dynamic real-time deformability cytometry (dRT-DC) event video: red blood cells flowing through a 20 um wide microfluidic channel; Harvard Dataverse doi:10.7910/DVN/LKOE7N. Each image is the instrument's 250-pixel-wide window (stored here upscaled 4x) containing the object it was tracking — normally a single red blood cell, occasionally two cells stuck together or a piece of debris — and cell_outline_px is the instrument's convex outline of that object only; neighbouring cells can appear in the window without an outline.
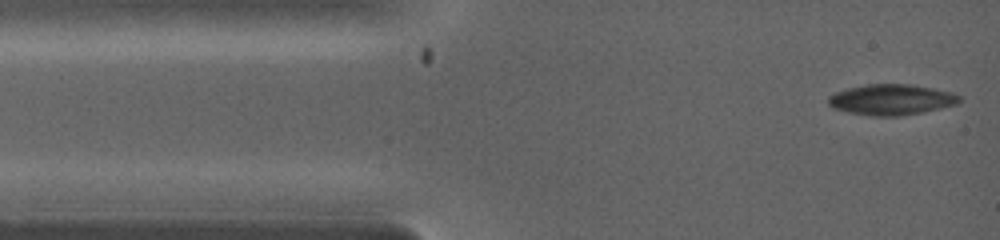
{"species": "common noctule bat (a hibernating species)", "species_latin": "Nyctalus noctula", "temperature_condition": "warm", "stored_images_in_passage": 13, "camera_frame_rate_fps": 5000, "um_per_image_px": 0.085, "animal": {"sex": "female", "body_mass_g": 19.0, "forearm_length_mm": 53.3}, "frame": {"image": 1, "passage_image": 1, "time_ms": 0.0, "image_size_px": [1000, 240], "cell_outline_px": [[960, 100], [956, 104], [924, 112], [900, 116], [868, 116], [848, 112], [832, 108], [828, 104], [828, 96], [836, 92], [848, 88], [868, 84], [904, 84], [932, 88], [952, 92], [960, 96]], "centroid_in_image_um": [75.73, 8.48], "position_along_channel_um": 9.3, "area_um2": 23.41}}
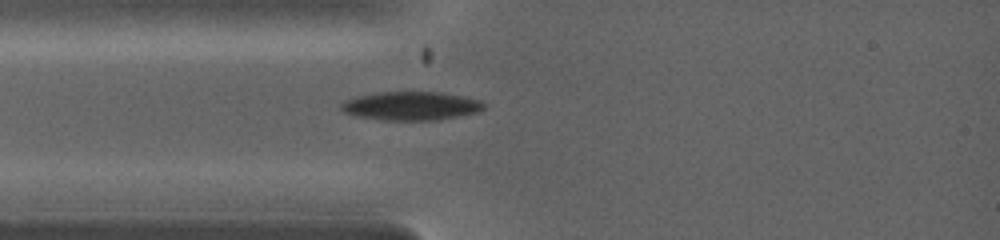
{"frame": {"image": 2, "passage_image": 6, "time_ms": 1.8, "image_size_px": [1000, 240], "cell_outline_px": [[484, 108], [476, 112], [456, 116], [432, 120], [380, 120], [356, 116], [344, 112], [340, 108], [340, 104], [348, 100], [360, 96], [376, 92], [440, 92], [460, 96], [476, 100], [484, 104]], "centroid_in_image_um": [34.87, 9.0], "position_along_channel_um": 50.1, "area_um2": 23.29}}
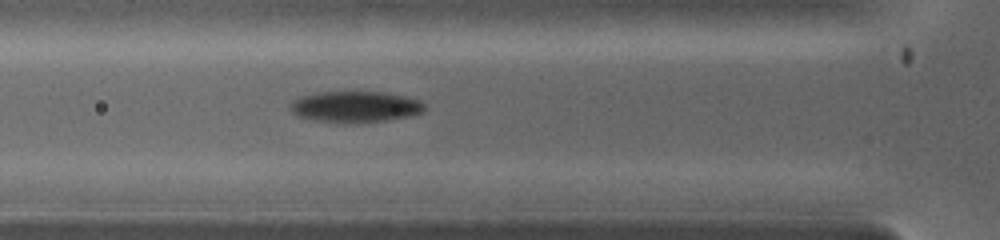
{"frame": {"image": 3, "passage_image": 8, "time_ms": 2.6, "image_size_px": [1000, 240], "cell_outline_px": [[424, 112], [408, 116], [384, 120], [312, 120], [296, 116], [292, 112], [292, 104], [296, 100], [304, 96], [320, 92], [380, 92], [404, 96], [420, 100], [424, 104]], "centroid_in_image_um": [30.24, 9.04], "position_along_channel_um": 95.6, "area_um2": 23.06}}